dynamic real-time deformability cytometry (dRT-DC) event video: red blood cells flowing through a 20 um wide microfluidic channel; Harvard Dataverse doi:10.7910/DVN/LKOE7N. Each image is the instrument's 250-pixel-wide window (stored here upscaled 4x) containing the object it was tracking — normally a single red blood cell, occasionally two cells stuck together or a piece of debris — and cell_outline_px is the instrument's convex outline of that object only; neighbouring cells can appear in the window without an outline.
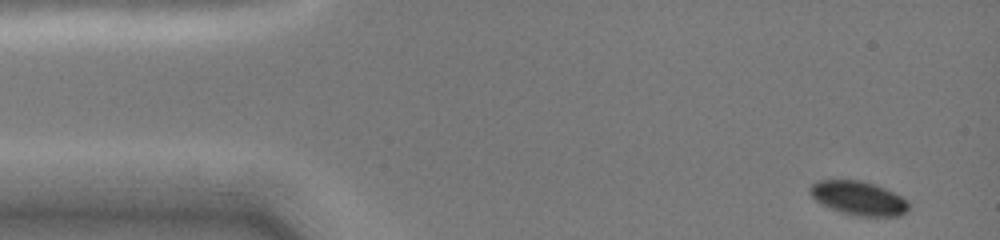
{"species": "common noctule bat (a hibernating species)", "species_latin": "Nyctalus noctula", "temperature_condition": "cold", "stored_images_in_passage": 7, "camera_frame_rate_fps": 3000, "um_per_image_px": 0.085, "animal": {"sex": "female", "body_mass_g": 19.0, "forearm_length_mm": 51.5}, "frame": {"image": 1, "passage_image": 1, "time_ms": 0.0, "image_size_px": [1000, 240], "cell_outline_px": [[908, 208], [900, 216], [856, 216], [840, 212], [820, 204], [808, 192], [808, 188], [816, 180], [860, 180], [884, 188], [908, 200]], "centroid_in_image_um": [72.92, 16.84], "position_along_channel_um": 12.1, "area_um2": 19.48}}
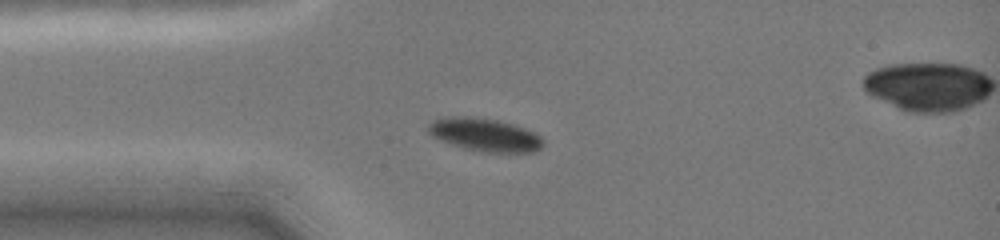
{"frame": {"image": 2, "passage_image": 5, "time_ms": 3.0, "image_size_px": [1000, 240], "cell_outline_px": [[544, 144], [540, 148], [532, 152], [488, 152], [464, 148], [440, 140], [432, 136], [428, 132], [428, 124], [432, 120], [444, 116], [464, 116], [496, 120], [512, 124], [524, 128], [540, 136], [544, 140]], "centroid_in_image_um": [41.17, 11.45], "position_along_channel_um": 43.8, "area_um2": 21.96}}
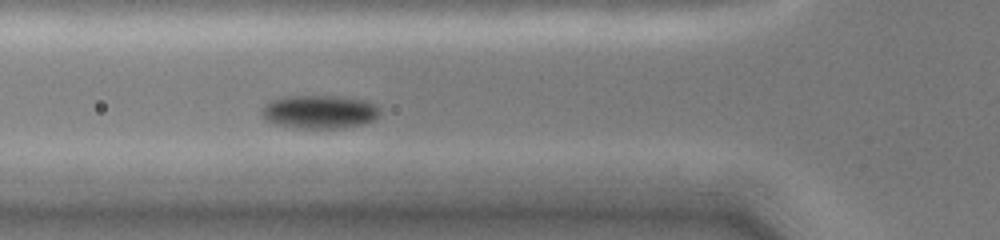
{"frame": {"image": 3, "passage_image": 7, "time_ms": 4.667, "image_size_px": [1000, 240], "cell_outline_px": [[380, 112], [372, 120], [360, 124], [340, 128], [296, 128], [276, 124], [264, 120], [260, 112], [260, 108], [264, 104], [272, 100], [288, 96], [344, 96], [364, 100], [376, 104], [380, 108]], "centroid_in_image_um": [27.11, 9.49], "position_along_channel_um": 98.7, "area_um2": 23.12}}